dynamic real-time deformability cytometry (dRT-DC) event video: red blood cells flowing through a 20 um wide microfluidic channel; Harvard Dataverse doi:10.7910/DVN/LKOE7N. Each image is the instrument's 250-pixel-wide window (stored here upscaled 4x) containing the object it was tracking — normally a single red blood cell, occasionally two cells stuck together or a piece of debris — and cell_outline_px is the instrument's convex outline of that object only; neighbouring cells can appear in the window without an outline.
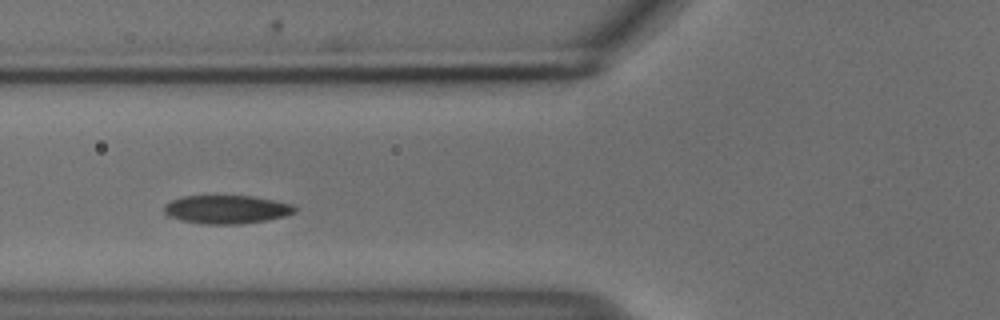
{"species": "common noctule bat (a hibernating species)", "species_latin": "Nyctalus noctula", "temperature_condition": "cold", "stored_images_in_passage": 47, "camera_frame_rate_fps": 3000, "um_per_image_px": 0.085, "animal": {"sex": "male", "body_mass_g": 18.8}, "frame": {"image": 1, "passage_image": 13, "time_ms": 4.0, "image_size_px": [1000, 320], "cell_outline_px": [[296, 212], [284, 216], [264, 220], [240, 224], [204, 224], [180, 220], [168, 216], [164, 212], [164, 204], [172, 200], [184, 196], [252, 196], [276, 200], [292, 204], [296, 208]], "centroid_in_image_um": [19.25, 17.8], "position_along_channel_um": 106.6, "area_um2": 21.62}}
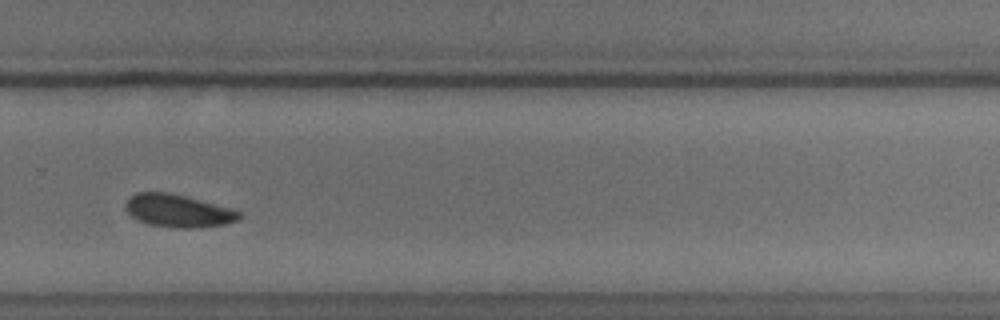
{"frame": {"image": 2, "passage_image": 30, "time_ms": 9.667, "image_size_px": [1000, 320], "cell_outline_px": [[240, 216], [236, 220], [224, 224], [192, 228], [176, 228], [148, 224], [136, 220], [124, 208], [124, 204], [136, 192], [168, 192], [184, 196], [228, 208], [240, 212]], "centroid_in_image_um": [15.06, 17.92], "position_along_channel_um": 314.7, "area_um2": 21.27}}
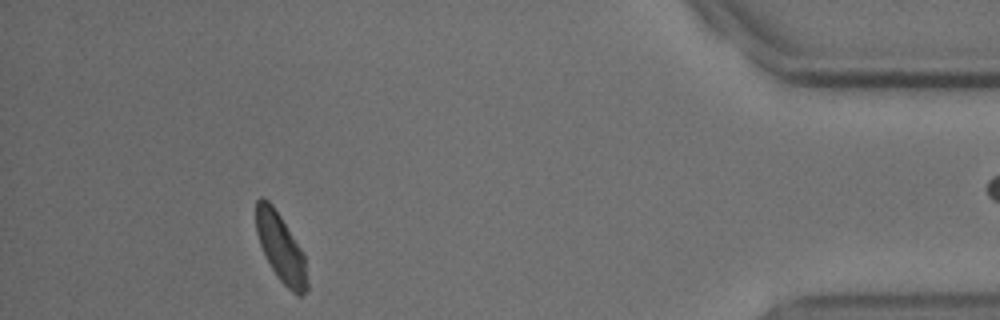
{"frame": {"image": 3, "passage_image": 42, "time_ms": 13.667, "image_size_px": [1000, 320], "cell_outline_px": [[308, 292], [300, 296], [296, 296], [280, 280], [272, 268], [260, 244], [256, 232], [256, 200], [260, 196], [264, 196], [272, 204], [280, 216], [300, 248], [304, 256], [308, 284]], "centroid_in_image_um": [23.87, 21.07], "position_along_channel_um": 411.3, "area_um2": 20.06}, "authors_computed_cell_mechanics": {"area_um2": 21.675, "velocity_mm_per_s": 3.6763, "shape_relaxation_time_tau1_ms": 3.2448, "shape_relaxation_time_tau2_ms": null, "deformation_change_tau1": 0.0951, "deformation_change_tau2": null}}